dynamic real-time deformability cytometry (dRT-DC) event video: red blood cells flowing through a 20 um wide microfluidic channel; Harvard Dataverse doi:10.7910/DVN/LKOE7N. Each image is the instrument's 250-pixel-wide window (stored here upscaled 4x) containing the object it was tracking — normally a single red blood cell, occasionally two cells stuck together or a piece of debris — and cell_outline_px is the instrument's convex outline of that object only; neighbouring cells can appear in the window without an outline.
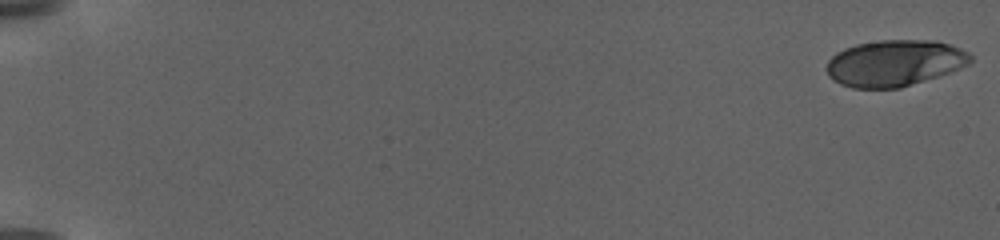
{"species": "human", "species_latin": "Homo sapiens", "temperature_condition": "warm", "stored_images_in_passage": 17, "camera_frame_rate_fps": 3000, "um_per_image_px": 0.085, "donor": {"sex": "female"}, "frame": {"image": 1, "passage_image": 1, "time_ms": 0.0, "image_size_px": [1000, 240], "cell_outline_px": [[972, 60], [968, 64], [960, 68], [900, 88], [852, 88], [840, 84], [828, 76], [828, 60], [836, 52], [844, 48], [856, 44], [880, 40], [936, 40], [960, 48], [968, 52], [972, 56]], "centroid_in_image_um": [76.02, 5.35], "position_along_channel_um": 9.0, "area_um2": 38.67}}
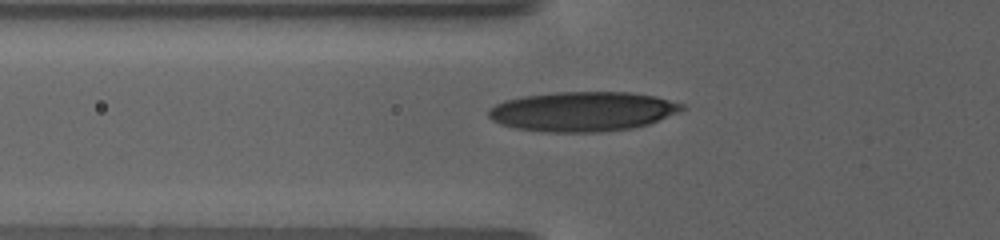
{"frame": {"image": 2, "passage_image": 14, "time_ms": 9.0, "image_size_px": [1000, 240], "cell_outline_px": [[688, 108], [680, 112], [648, 124], [632, 128], [600, 132], [544, 132], [516, 128], [500, 124], [492, 120], [488, 116], [488, 108], [504, 100], [524, 96], [556, 92], [632, 92], [656, 96], [684, 104]], "centroid_in_image_um": [49.54, 9.47], "position_along_channel_um": 76.3, "area_um2": 44.97}}
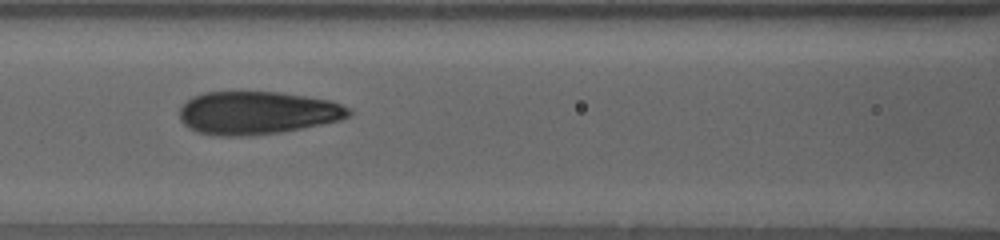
{"frame": {"image": 3, "passage_image": 16, "time_ms": 11.333, "image_size_px": [1000, 240], "cell_outline_px": [[352, 112], [348, 116], [340, 120], [280, 132], [248, 136], [220, 136], [196, 132], [188, 128], [180, 120], [180, 108], [192, 96], [204, 92], [280, 92], [328, 100], [352, 108]], "centroid_in_image_um": [21.83, 9.59], "position_along_channel_um": 144.8, "area_um2": 42.31}}